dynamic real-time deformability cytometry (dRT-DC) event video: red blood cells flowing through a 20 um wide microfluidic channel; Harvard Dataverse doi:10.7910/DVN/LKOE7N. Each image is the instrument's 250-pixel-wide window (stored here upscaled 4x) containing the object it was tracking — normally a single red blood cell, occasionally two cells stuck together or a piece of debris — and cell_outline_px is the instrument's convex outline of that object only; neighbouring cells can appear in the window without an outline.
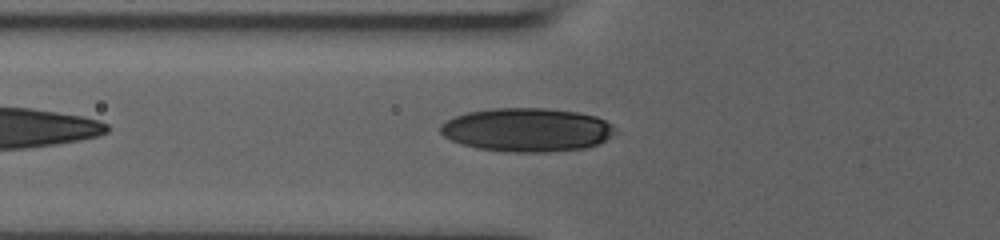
{"species": "human", "species_latin": "Homo sapiens", "temperature_condition": "room temperature", "stored_images_in_passage": 35, "camera_frame_rate_fps": 3000, "um_per_image_px": 0.085, "donor": {"sex": "male"}, "frame": {"image": 1, "passage_image": 2, "time_ms": 0.333, "image_size_px": [1000, 240], "cell_outline_px": [[616, 132], [604, 140], [596, 144], [584, 148], [548, 152], [508, 152], [476, 148], [460, 144], [444, 136], [440, 132], [440, 124], [456, 116], [468, 112], [492, 108], [544, 108], [576, 112], [596, 116], [612, 124], [616, 128]], "centroid_in_image_um": [44.78, 11.04], "position_along_channel_um": 81.0, "area_um2": 44.39}}
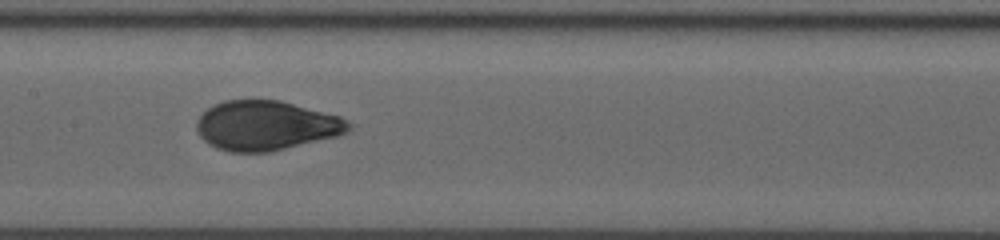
{"frame": {"image": 2, "passage_image": 10, "time_ms": 3.0, "image_size_px": [1000, 240], "cell_outline_px": [[352, 128], [348, 132], [336, 136], [272, 152], [228, 152], [216, 148], [208, 144], [200, 136], [196, 128], [196, 120], [208, 108], [224, 100], [280, 100], [340, 116], [352, 124]], "centroid_in_image_um": [22.61, 10.68], "position_along_channel_um": 184.8, "area_um2": 44.04}}
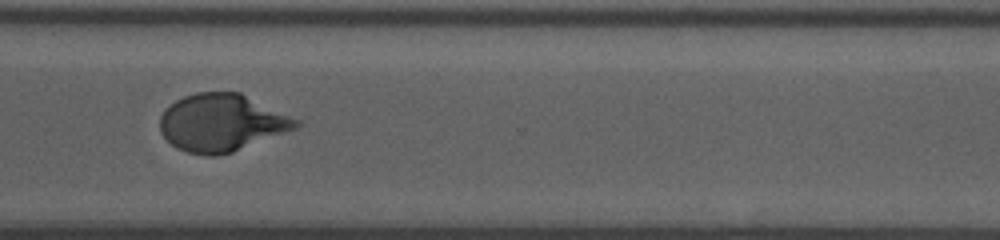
{"frame": {"image": 3, "passage_image": 23, "time_ms": 7.333, "image_size_px": [1000, 240], "cell_outline_px": [[300, 124], [296, 128], [232, 152], [220, 156], [204, 156], [188, 152], [176, 148], [160, 132], [160, 116], [176, 100], [184, 96], [196, 92], [240, 92], [300, 120]], "centroid_in_image_um": [18.84, 10.44], "position_along_channel_um": 351.8, "area_um2": 45.26}, "authors_computed_cell_mechanics": {"area_um2": 44.3326, "velocity_mm_per_s": 3.8688, "shape_relaxation_time_tau1_ms": 4.3266, "shape_relaxation_time_tau2_ms": null, "deformation_change_tau1": 0.1776, "deformation_change_tau2": null}}